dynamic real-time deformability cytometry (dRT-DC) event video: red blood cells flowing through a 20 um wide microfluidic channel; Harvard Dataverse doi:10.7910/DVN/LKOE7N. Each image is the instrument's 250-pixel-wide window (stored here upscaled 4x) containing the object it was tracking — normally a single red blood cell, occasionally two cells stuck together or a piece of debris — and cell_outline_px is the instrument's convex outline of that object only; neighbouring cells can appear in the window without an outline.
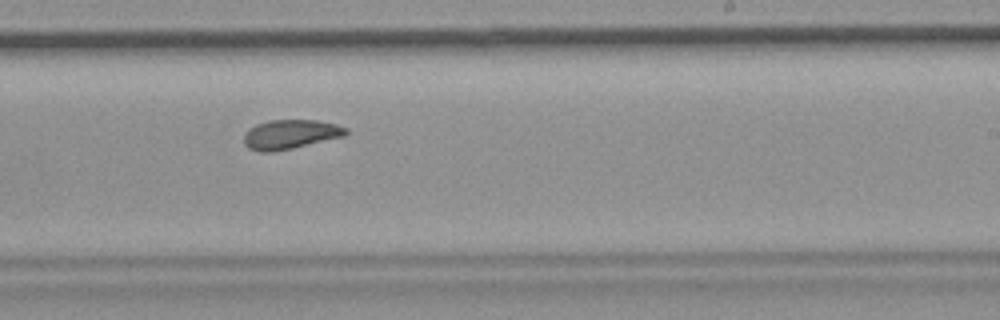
{"species": "common noctule bat (a hibernating species)", "species_latin": "Nyctalus noctula", "temperature_condition": "room temperature", "stored_images_in_passage": 51, "camera_frame_rate_fps": 3000, "um_per_image_px": 0.085, "animal": {"sex": "female", "body_mass_g": 19.9}, "frame": {"image": 1, "passage_image": 30, "time_ms": 9.667, "image_size_px": [1000, 320], "cell_outline_px": [[348, 132], [344, 136], [292, 148], [272, 152], [260, 152], [248, 148], [244, 144], [244, 132], [248, 128], [256, 124], [268, 120], [316, 120], [336, 124], [348, 128]], "centroid_in_image_um": [24.64, 11.41], "position_along_channel_um": 264.4, "area_um2": 17.51}, "authors_computed_cell_mechanics": {"area_um2": 18.0336, "velocity_mm_per_s": 3.6777, "shape_relaxation_time_tau1_ms": null, "shape_relaxation_time_tau2_ms": 4.0169, "deformation_change_tau1": null, "deformation_change_tau2": 0.0926}}